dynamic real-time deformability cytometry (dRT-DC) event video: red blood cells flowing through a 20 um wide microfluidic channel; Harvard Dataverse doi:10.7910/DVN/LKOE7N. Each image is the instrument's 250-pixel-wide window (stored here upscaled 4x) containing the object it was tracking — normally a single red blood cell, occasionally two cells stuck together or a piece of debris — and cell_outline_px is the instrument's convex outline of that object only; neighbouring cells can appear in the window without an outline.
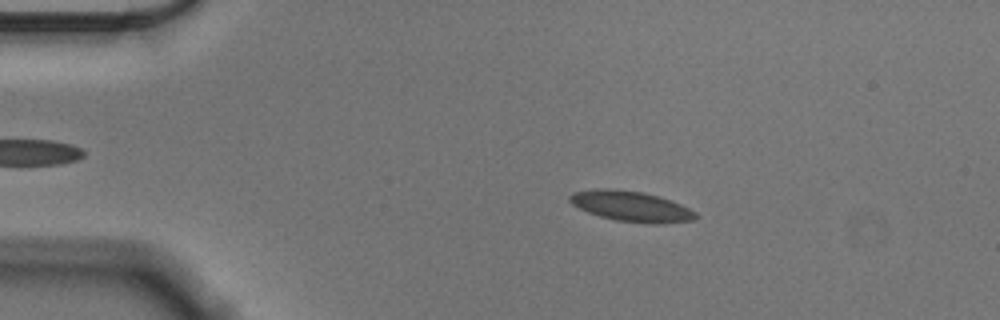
{"species": "Egyptian fruit bat (a non-hibernating species)", "species_latin": "Rousettus aegyptiacus", "temperature_condition": "cold", "stored_images_in_passage": 57, "camera_frame_rate_fps": 3000, "um_per_image_px": 0.085, "animal": {"sex": "male"}, "frame": {"image": 1, "passage_image": 11, "time_ms": 3.333, "image_size_px": [1000, 320], "cell_outline_px": [[700, 216], [692, 220], [656, 224], [616, 220], [600, 216], [588, 212], [572, 204], [568, 200], [568, 196], [572, 192], [596, 188], [608, 188], [640, 192], [656, 196], [680, 204], [696, 212]], "centroid_in_image_um": [53.61, 17.53], "position_along_channel_um": 31.4, "area_um2": 22.02}}
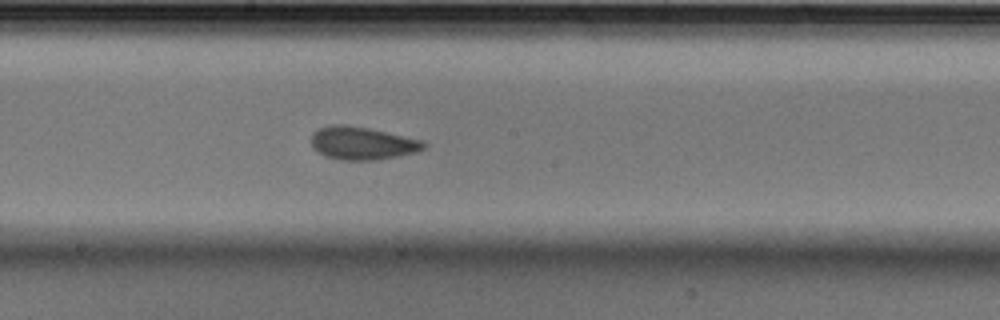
{"frame": {"image": 2, "passage_image": 31, "time_ms": 10.0, "image_size_px": [1000, 320], "cell_outline_px": [[428, 144], [424, 148], [416, 152], [400, 156], [376, 160], [340, 160], [324, 156], [312, 148], [312, 132], [320, 128], [332, 124], [344, 124], [368, 128], [420, 140]], "centroid_in_image_um": [30.76, 12.18], "position_along_channel_um": 217.4, "area_um2": 21.56}}
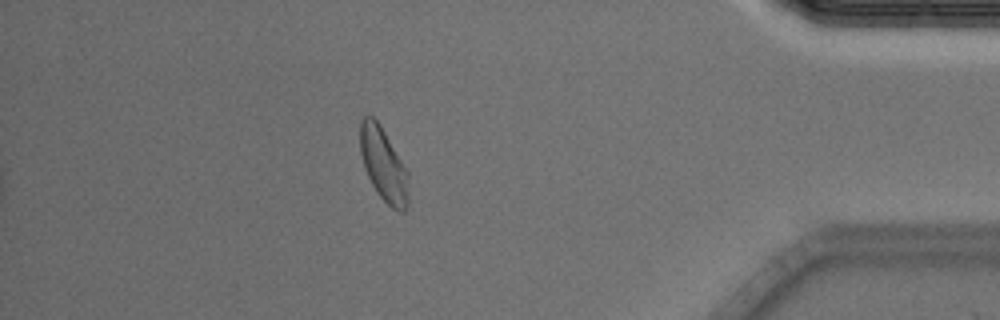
{"frame": {"image": 3, "passage_image": 50, "time_ms": 16.333, "image_size_px": [1000, 320], "cell_outline_px": [[408, 204], [404, 212], [396, 212], [376, 192], [364, 168], [360, 152], [360, 120], [364, 116], [372, 116], [380, 124], [408, 172]], "centroid_in_image_um": [32.59, 14.01], "position_along_channel_um": 402.6, "area_um2": 20.69}, "authors_computed_cell_mechanics": {"area_um2": 21.097, "velocity_mm_per_s": 3.545, "shape_relaxation_time_tau1_ms": 4.2153, "shape_relaxation_time_tau2_ms": 1.2413, "deformation_change_tau1": 0.0992, "deformation_change_tau2": 0.0646}}